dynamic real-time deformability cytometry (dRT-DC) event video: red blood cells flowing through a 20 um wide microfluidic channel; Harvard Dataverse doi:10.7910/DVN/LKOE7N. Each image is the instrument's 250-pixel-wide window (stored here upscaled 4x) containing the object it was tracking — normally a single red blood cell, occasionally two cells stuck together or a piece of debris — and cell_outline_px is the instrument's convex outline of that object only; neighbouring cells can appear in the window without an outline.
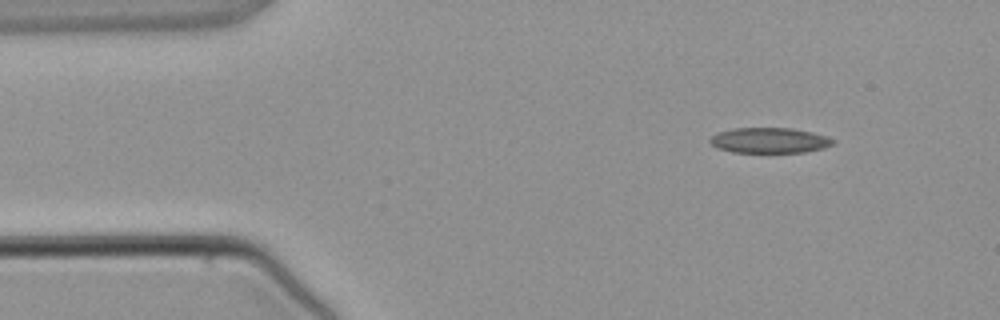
{"species": "common noctule bat (a hibernating species)", "species_latin": "Nyctalus noctula", "temperature_condition": "warm", "stored_images_in_passage": 3, "segment_of_instrument_passage": [2, 2], "camera_frame_rate_fps": 3000, "um_per_image_px": 0.085, "animal": {"sex": "male", "body_mass_g": 21.5, "forearm_length_mm": 52.0}, "frame": {"image": 1, "passage_image": 3, "time_ms": 2.333, "image_size_px": [1000, 320], "cell_outline_px": [[836, 140], [832, 144], [824, 148], [804, 152], [732, 152], [720, 148], [712, 144], [708, 140], [716, 132], [732, 128], [792, 128], [812, 132], [828, 136]], "centroid_in_image_um": [65.42, 11.92], "position_along_channel_um": 19.6, "area_um2": 18.21}}